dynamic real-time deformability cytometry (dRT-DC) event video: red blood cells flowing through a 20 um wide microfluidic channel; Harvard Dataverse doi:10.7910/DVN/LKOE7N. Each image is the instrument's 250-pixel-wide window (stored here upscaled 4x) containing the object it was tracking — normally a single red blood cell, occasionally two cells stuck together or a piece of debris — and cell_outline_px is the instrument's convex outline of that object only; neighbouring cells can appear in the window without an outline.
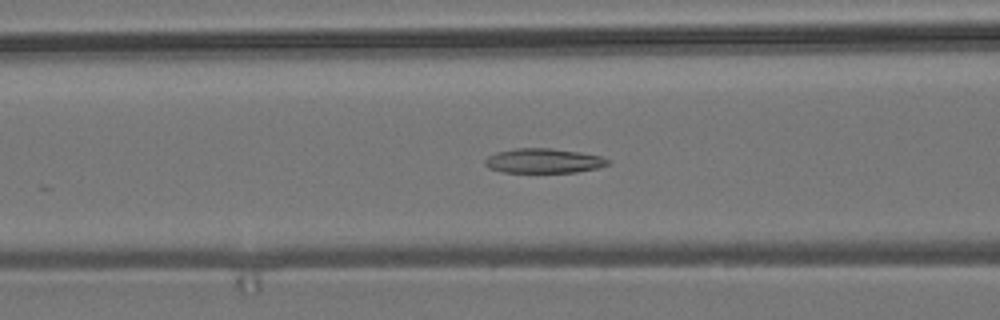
{"species": "common noctule bat (a hibernating species)", "species_latin": "Nyctalus noctula", "temperature_condition": "room temperature", "stored_images_in_passage": 57, "segment_of_instrument_passage": [1, 2], "camera_frame_rate_fps": 3000, "um_per_image_px": 0.085, "animal": {"sex": "male", "body_mass_g": 19.2, "forearm_length_mm": 51.8}, "frame": {"image": 1, "passage_image": 22, "time_ms": 7.0, "image_size_px": [1000, 320], "cell_outline_px": [[608, 164], [596, 168], [576, 172], [504, 172], [488, 168], [484, 164], [484, 160], [488, 156], [496, 152], [516, 148], [552, 148], [580, 152], [600, 156], [608, 160]], "centroid_in_image_um": [46.15, 13.66], "position_along_channel_um": 120.4, "area_um2": 17.51}}
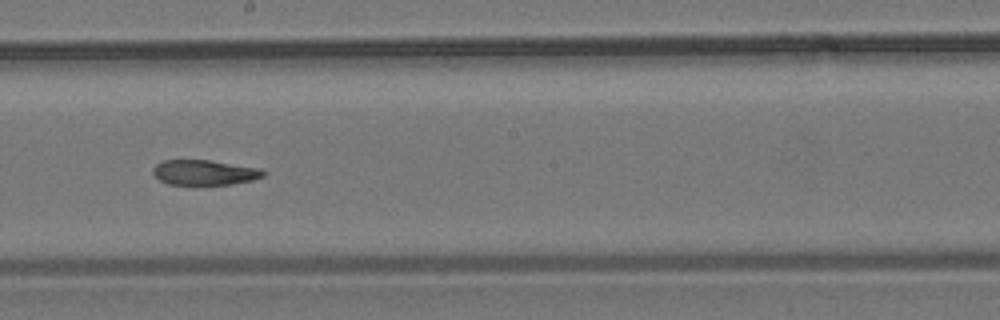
{"frame": {"image": 2, "passage_image": 31, "time_ms": 10.0, "image_size_px": [1000, 320], "cell_outline_px": [[264, 176], [252, 180], [232, 184], [168, 184], [160, 180], [152, 172], [152, 168], [156, 164], [164, 160], [208, 160], [260, 168], [264, 172]], "centroid_in_image_um": [17.36, 14.65], "position_along_channel_um": 230.8, "area_um2": 15.95}}
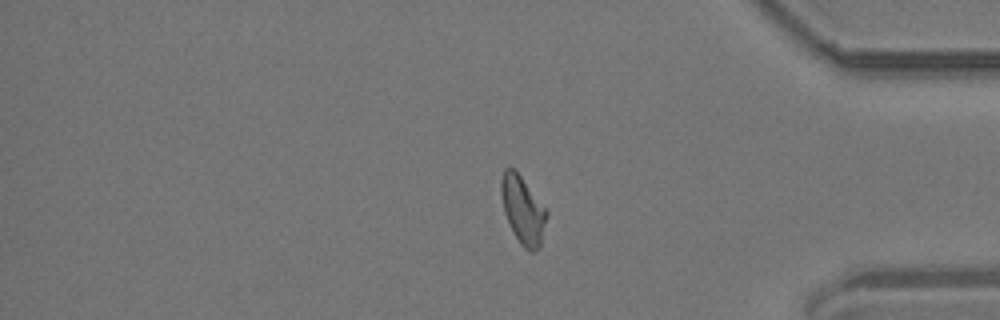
{"frame": {"image": 3, "passage_image": 46, "time_ms": 15.0, "image_size_px": [1000, 320], "cell_outline_px": [[548, 216], [540, 248], [532, 252], [528, 252], [520, 244], [504, 212], [500, 192], [500, 180], [504, 168], [512, 168], [520, 176], [548, 212]], "centroid_in_image_um": [44.45, 17.88], "position_along_channel_um": 390.8, "area_um2": 17.74}}